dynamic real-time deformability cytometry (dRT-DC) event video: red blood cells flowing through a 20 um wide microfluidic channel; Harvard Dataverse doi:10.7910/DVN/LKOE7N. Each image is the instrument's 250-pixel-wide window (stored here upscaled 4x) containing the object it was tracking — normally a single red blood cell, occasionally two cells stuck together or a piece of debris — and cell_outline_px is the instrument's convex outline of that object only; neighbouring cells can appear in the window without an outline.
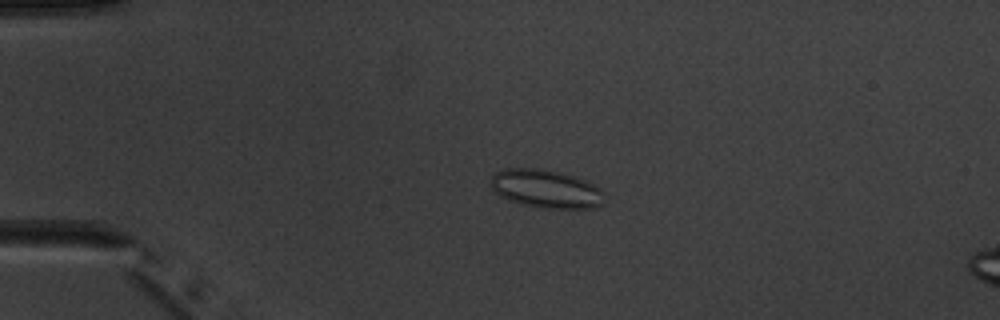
{"species": "common noctule bat (a hibernating species)", "species_latin": "Nyctalus noctula", "temperature_condition": "warm", "stored_images_in_passage": 4, "camera_frame_rate_fps": 3000, "um_per_image_px": 0.085, "animal": {"sex": "male", "body_mass_g": 20.1, "forearm_length_mm": 53.5}, "frame": {"image": 1, "passage_image": 2, "time_ms": 2.0, "image_size_px": [1000, 320], "cell_outline_px": [[604, 204], [596, 208], [544, 208], [524, 204], [508, 200], [500, 196], [492, 188], [492, 176], [496, 172], [504, 168], [536, 168], [560, 172], [576, 176], [600, 188], [604, 192]], "centroid_in_image_um": [46.44, 16.05], "position_along_channel_um": 38.6, "area_um2": 25.37}}